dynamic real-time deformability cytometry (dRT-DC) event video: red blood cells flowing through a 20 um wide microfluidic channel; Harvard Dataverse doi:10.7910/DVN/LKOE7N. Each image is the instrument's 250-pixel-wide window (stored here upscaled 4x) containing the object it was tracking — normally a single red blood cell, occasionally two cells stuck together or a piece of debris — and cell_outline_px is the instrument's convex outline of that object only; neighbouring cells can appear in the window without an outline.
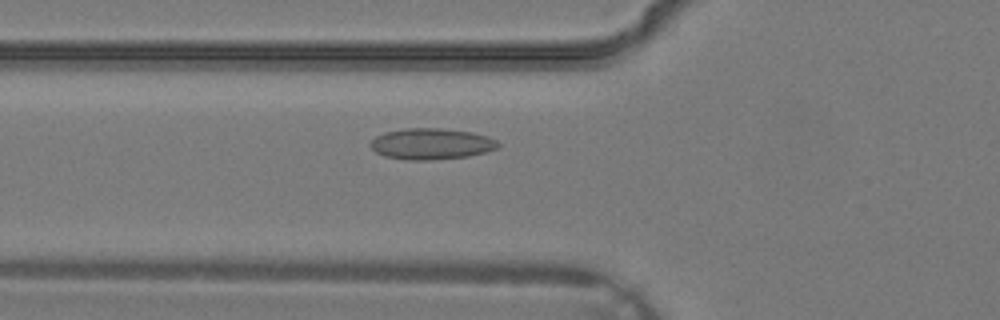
{"species": "common noctule bat (a hibernating species)", "species_latin": "Nyctalus noctula", "temperature_condition": "warm", "stored_images_in_passage": 27, "camera_frame_rate_fps": 3000, "um_per_image_px": 0.085, "animal": {"sex": "male", "body_mass_g": 19.2, "forearm_length_mm": 51.8}, "frame": {"image": 1, "passage_image": 6, "time_ms": 1.667, "image_size_px": [1000, 320], "cell_outline_px": [[500, 144], [496, 148], [484, 152], [468, 156], [432, 160], [408, 160], [384, 156], [376, 152], [368, 144], [376, 136], [384, 132], [404, 128], [440, 128], [472, 132], [488, 136], [496, 140]], "centroid_in_image_um": [36.64, 12.22], "position_along_channel_um": 89.2, "area_um2": 23.18}}
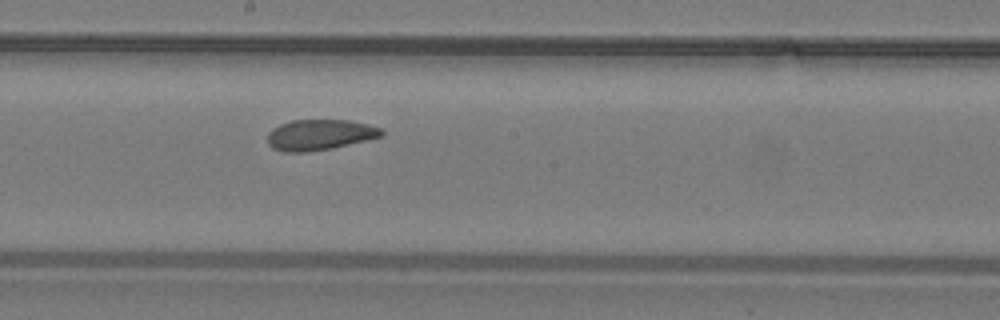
{"frame": {"image": 2, "passage_image": 13, "time_ms": 4.0, "image_size_px": [1000, 320], "cell_outline_px": [[384, 136], [332, 148], [304, 152], [284, 152], [272, 148], [268, 144], [268, 132], [272, 128], [280, 124], [292, 120], [348, 120], [368, 124], [380, 128], [384, 132]], "centroid_in_image_um": [27.17, 11.45], "position_along_channel_um": 221.0, "area_um2": 20.4}}
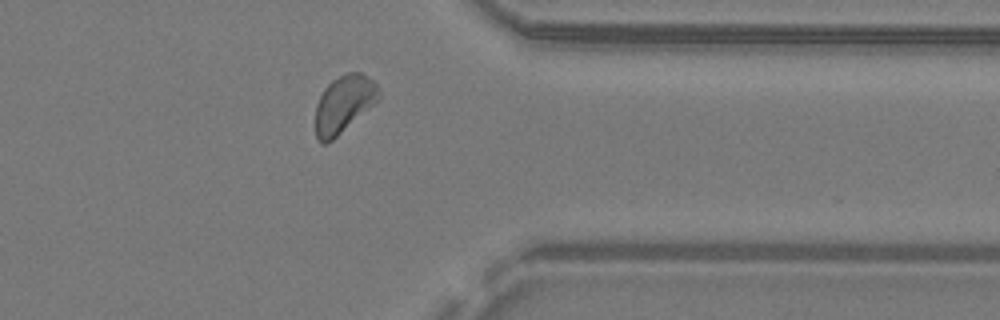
{"frame": {"image": 3, "passage_image": 22, "time_ms": 7.0, "image_size_px": [1000, 320], "cell_outline_px": [[380, 96], [372, 104], [328, 144], [320, 144], [316, 140], [316, 104], [324, 88], [332, 80], [348, 72], [360, 72], [368, 76], [376, 84], [380, 92]], "centroid_in_image_um": [29.18, 8.85], "position_along_channel_um": 382.2, "area_um2": 20.75}}